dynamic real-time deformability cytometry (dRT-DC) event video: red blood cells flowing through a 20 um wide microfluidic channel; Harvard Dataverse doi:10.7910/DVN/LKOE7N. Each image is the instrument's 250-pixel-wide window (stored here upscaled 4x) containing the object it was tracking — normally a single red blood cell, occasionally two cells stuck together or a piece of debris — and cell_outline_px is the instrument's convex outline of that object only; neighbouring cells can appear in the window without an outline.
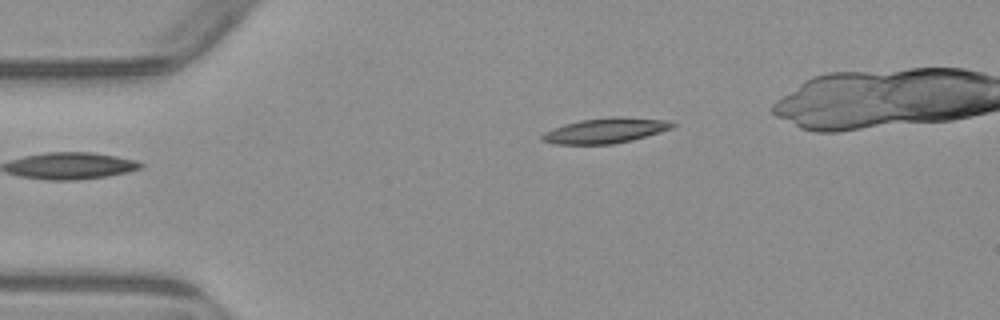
{"species": "common noctule bat (a hibernating species)", "species_latin": "Nyctalus noctula", "temperature_condition": "warm", "stored_images_in_passage": 2, "camera_frame_rate_fps": 3000, "um_per_image_px": 0.085, "animal": {"sex": "male", "body_mass_g": 23.1, "forearm_length_mm": 52.7}, "frame": {"image": 1, "passage_image": 2, "time_ms": 2.0, "image_size_px": [1000, 320], "cell_outline_px": [[676, 124], [672, 128], [660, 132], [632, 140], [612, 144], [556, 144], [540, 140], [540, 136], [544, 132], [552, 128], [564, 124], [580, 120], [612, 116], [620, 116], [668, 120]], "centroid_in_image_um": [51.44, 11.09], "position_along_channel_um": 33.6, "area_um2": 19.25}}